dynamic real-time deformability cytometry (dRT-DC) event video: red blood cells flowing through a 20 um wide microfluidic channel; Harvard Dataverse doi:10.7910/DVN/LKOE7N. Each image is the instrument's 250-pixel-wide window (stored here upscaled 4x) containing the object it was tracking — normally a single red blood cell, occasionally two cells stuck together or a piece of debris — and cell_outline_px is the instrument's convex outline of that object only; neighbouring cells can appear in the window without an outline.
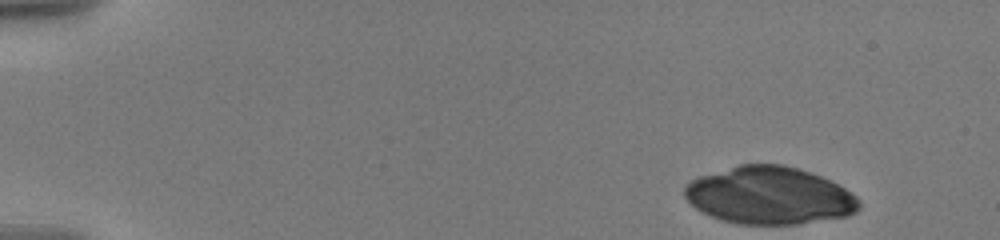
{"species": "human", "species_latin": "Homo sapiens", "temperature_condition": "warm", "stored_images_in_passage": 9, "camera_frame_rate_fps": 3000, "um_per_image_px": 0.085, "donor": {"sex": "male"}, "frame": {"image": 1, "passage_image": 1, "time_ms": 0.0, "image_size_px": [1000, 240], "cell_outline_px": [[860, 208], [856, 212], [848, 216], [800, 224], [736, 224], [720, 220], [696, 208], [684, 196], [684, 184], [700, 176], [740, 164], [780, 164], [796, 168], [820, 176], [844, 188], [856, 196], [860, 200]], "centroid_in_image_um": [65.4, 16.63], "position_along_channel_um": 19.6, "area_um2": 58.32}}